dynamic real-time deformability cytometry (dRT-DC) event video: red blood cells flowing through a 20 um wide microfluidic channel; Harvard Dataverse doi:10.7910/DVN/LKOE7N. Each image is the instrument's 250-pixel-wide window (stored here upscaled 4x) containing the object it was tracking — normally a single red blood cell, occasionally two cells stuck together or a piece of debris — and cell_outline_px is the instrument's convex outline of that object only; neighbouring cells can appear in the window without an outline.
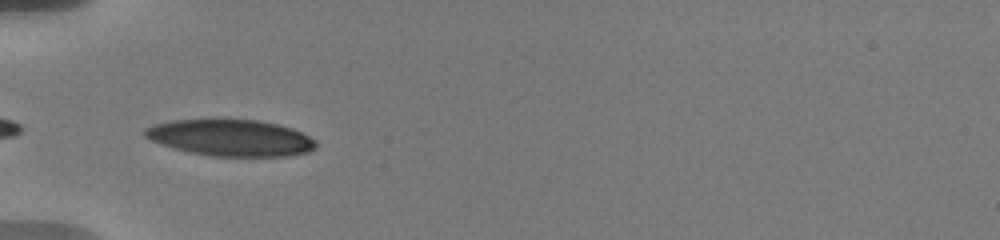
{"species": "human", "species_latin": "Homo sapiens", "temperature_condition": "warm", "stored_images_in_passage": 21, "camera_frame_rate_fps": 3000, "um_per_image_px": 0.085, "donor": {"sex": "male"}, "frame": {"image": 1, "passage_image": 1, "time_ms": 0.0, "image_size_px": [1000, 240], "cell_outline_px": [[316, 148], [308, 152], [288, 156], [212, 156], [192, 152], [176, 148], [152, 140], [144, 136], [144, 128], [152, 124], [172, 120], [256, 120], [276, 124], [292, 128], [316, 140]], "centroid_in_image_um": [19.63, 11.71], "position_along_channel_um": 65.4, "area_um2": 35.95}}
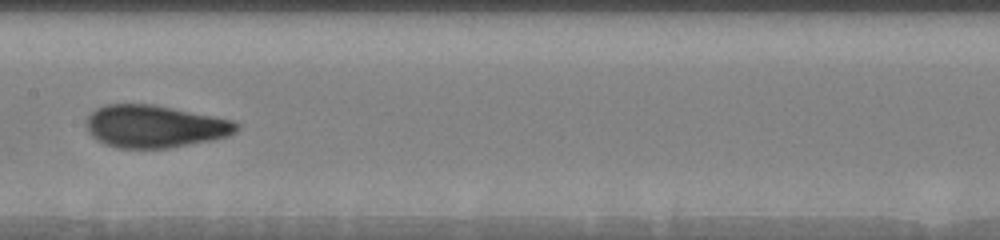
{"frame": {"image": 2, "passage_image": 10, "time_ms": 3.667, "image_size_px": [1000, 240], "cell_outline_px": [[240, 128], [236, 132], [228, 136], [212, 140], [168, 148], [120, 148], [104, 144], [96, 140], [88, 132], [88, 116], [96, 108], [104, 104], [152, 104], [216, 116], [232, 120], [240, 124]], "centroid_in_image_um": [13.18, 10.74], "position_along_channel_um": 194.2, "area_um2": 37.28}}
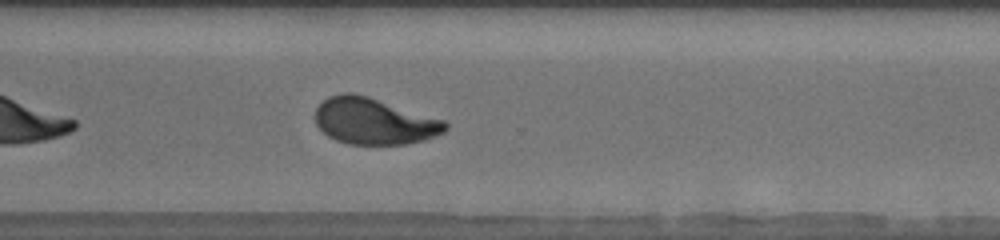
{"frame": {"image": 3, "passage_image": 21, "time_ms": 7.667, "image_size_px": [1000, 240], "cell_outline_px": [[448, 128], [444, 132], [424, 140], [404, 144], [348, 144], [336, 140], [328, 136], [316, 124], [316, 108], [328, 96], [340, 92], [352, 92], [368, 96], [444, 120], [448, 124]], "centroid_in_image_um": [31.78, 10.29], "position_along_channel_um": 338.8, "area_um2": 35.08}}